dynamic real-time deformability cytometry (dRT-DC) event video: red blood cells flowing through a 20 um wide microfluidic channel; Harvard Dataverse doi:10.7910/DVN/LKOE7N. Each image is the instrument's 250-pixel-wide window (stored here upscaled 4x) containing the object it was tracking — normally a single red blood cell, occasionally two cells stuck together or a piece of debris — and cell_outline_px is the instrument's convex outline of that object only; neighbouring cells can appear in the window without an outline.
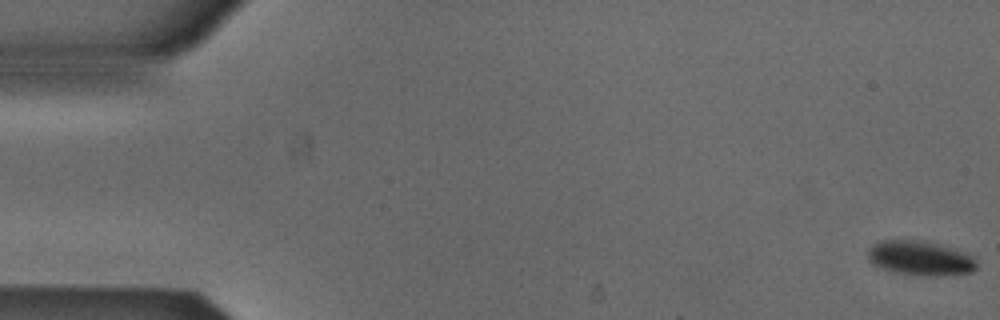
{"species": "Egyptian fruit bat (a non-hibernating species)", "species_latin": "Rousettus aegyptiacus", "temperature_condition": "cold", "stored_images_in_passage": 5, "camera_frame_rate_fps": 3000, "um_per_image_px": 0.085, "animal": {"sex": "male"}, "frame": {"image": 1, "passage_image": 1, "time_ms": 0.0, "image_size_px": [1000, 320], "cell_outline_px": [[976, 268], [972, 272], [940, 276], [928, 276], [896, 272], [872, 264], [868, 260], [868, 248], [872, 244], [880, 240], [920, 240], [940, 244], [964, 252], [972, 256], [976, 260]], "centroid_in_image_um": [78.21, 21.93], "position_along_channel_um": 6.8, "area_um2": 21.91}}
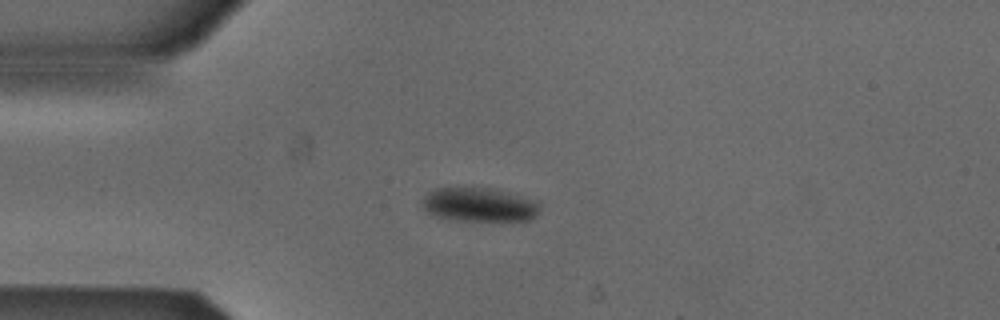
{"frame": {"image": 2, "passage_image": 4, "time_ms": 1.0, "image_size_px": [1000, 320], "cell_outline_px": [[540, 212], [536, 216], [528, 220], [456, 220], [436, 216], [428, 212], [424, 208], [424, 196], [436, 188], [488, 188], [528, 200], [540, 204]], "centroid_in_image_um": [40.7, 17.42], "position_along_channel_um": 44.3, "area_um2": 22.31}}
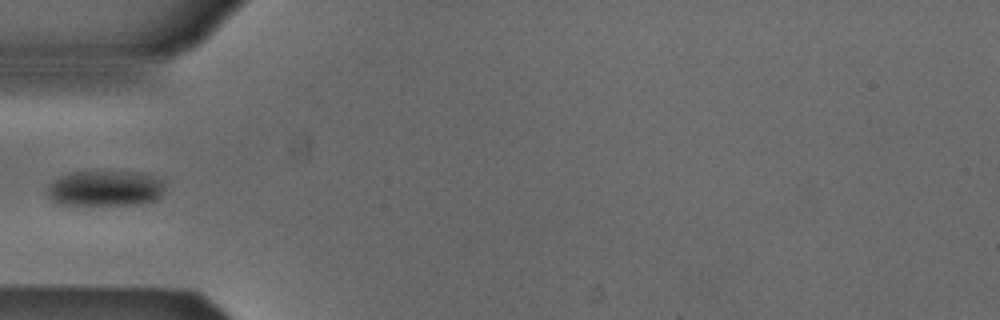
{"frame": {"image": 3, "passage_image": 5, "time_ms": 1.333, "image_size_px": [1000, 320], "cell_outline_px": [[164, 188], [160, 196], [156, 200], [144, 204], [56, 204], [48, 196], [48, 188], [60, 176], [68, 172], [140, 172], [164, 180]], "centroid_in_image_um": [8.98, 16.01], "position_along_channel_um": 76.0, "area_um2": 24.22}}